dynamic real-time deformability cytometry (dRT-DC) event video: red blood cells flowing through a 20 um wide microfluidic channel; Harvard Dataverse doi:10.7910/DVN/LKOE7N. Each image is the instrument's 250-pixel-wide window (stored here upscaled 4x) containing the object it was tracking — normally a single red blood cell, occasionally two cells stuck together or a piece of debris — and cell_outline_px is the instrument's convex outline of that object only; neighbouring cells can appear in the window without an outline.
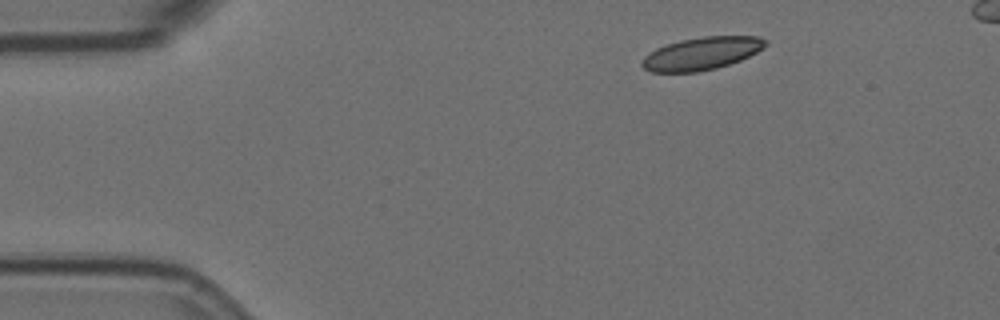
{"species": "Egyptian fruit bat (a non-hibernating species)", "species_latin": "Rousettus aegyptiacus", "temperature_condition": "room temperature", "stored_images_in_passage": 9, "camera_frame_rate_fps": 3000, "um_per_image_px": 0.085, "animal": {"sex": "female"}, "frame": {"image": 1, "passage_image": 1, "time_ms": 0.0, "image_size_px": [1000, 320], "cell_outline_px": [[768, 44], [756, 52], [740, 60], [716, 68], [696, 72], [652, 72], [644, 68], [640, 64], [640, 60], [644, 56], [656, 48], [680, 40], [704, 36], [760, 36], [768, 40]], "centroid_in_image_um": [59.63, 4.54], "position_along_channel_um": 25.4, "area_um2": 23.52}}
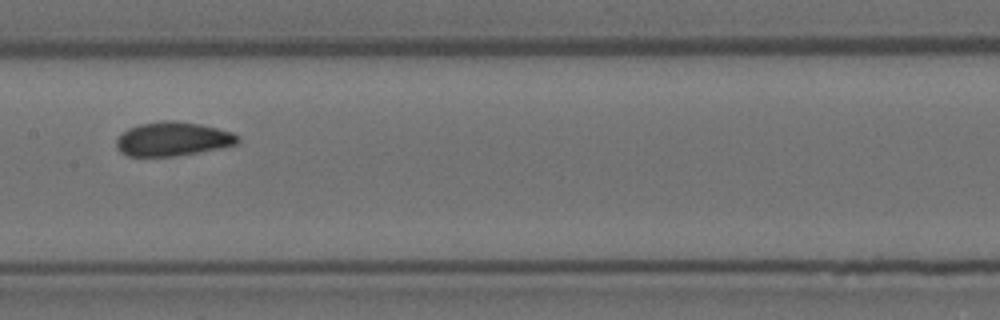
{"frame": {"image": 2, "passage_image": 7, "time_ms": 2.0, "image_size_px": [1000, 320], "cell_outline_px": [[240, 140], [236, 144], [220, 148], [196, 152], [168, 156], [128, 156], [120, 152], [116, 148], [116, 140], [128, 128], [140, 124], [160, 120], [176, 120], [200, 124], [232, 132], [240, 136]], "centroid_in_image_um": [14.68, 11.8], "position_along_channel_um": 192.7, "area_um2": 23.93}}
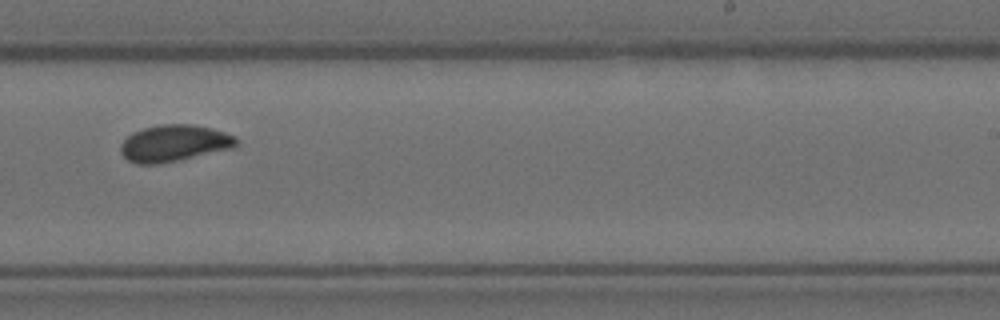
{"frame": {"image": 3, "passage_image": 9, "time_ms": 2.667, "image_size_px": [1000, 320], "cell_outline_px": [[236, 148], [180, 160], [156, 164], [136, 164], [128, 160], [120, 152], [120, 144], [132, 132], [144, 128], [160, 124], [192, 124], [212, 128], [236, 136]], "centroid_in_image_um": [14.81, 12.18], "position_along_channel_um": 274.2, "area_um2": 24.91}}